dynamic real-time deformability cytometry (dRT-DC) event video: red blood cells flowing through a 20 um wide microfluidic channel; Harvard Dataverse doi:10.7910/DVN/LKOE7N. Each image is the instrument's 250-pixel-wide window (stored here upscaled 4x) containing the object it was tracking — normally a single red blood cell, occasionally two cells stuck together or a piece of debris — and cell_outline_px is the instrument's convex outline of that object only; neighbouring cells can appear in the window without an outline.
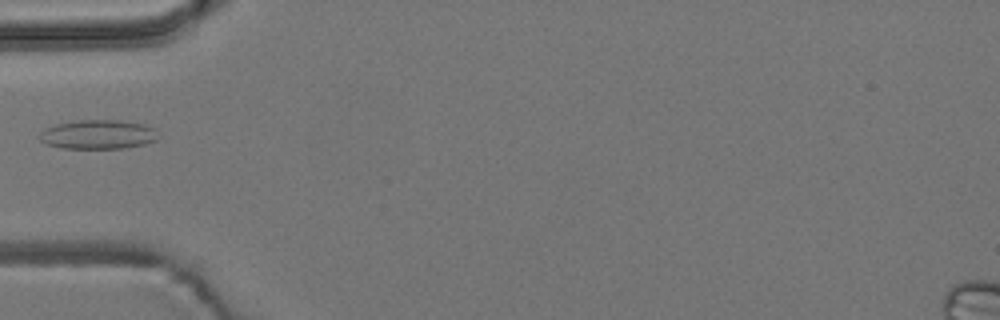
{"species": "common noctule bat (a hibernating species)", "species_latin": "Nyctalus noctula", "temperature_condition": "room temperature", "stored_images_in_passage": 5, "camera_frame_rate_fps": 3000, "um_per_image_px": 0.085, "animal": {"sex": "male", "body_mass_g": 19.2, "forearm_length_mm": 51.8}, "frame": {"image": 1, "passage_image": 5, "time_ms": 4.333, "image_size_px": [1000, 320], "cell_outline_px": [[160, 136], [156, 140], [144, 144], [124, 148], [60, 148], [44, 144], [40, 140], [40, 132], [44, 128], [56, 124], [76, 120], [120, 120], [144, 124], [156, 128]], "centroid_in_image_um": [8.35, 11.42], "position_along_channel_um": 76.7, "area_um2": 20.46}}